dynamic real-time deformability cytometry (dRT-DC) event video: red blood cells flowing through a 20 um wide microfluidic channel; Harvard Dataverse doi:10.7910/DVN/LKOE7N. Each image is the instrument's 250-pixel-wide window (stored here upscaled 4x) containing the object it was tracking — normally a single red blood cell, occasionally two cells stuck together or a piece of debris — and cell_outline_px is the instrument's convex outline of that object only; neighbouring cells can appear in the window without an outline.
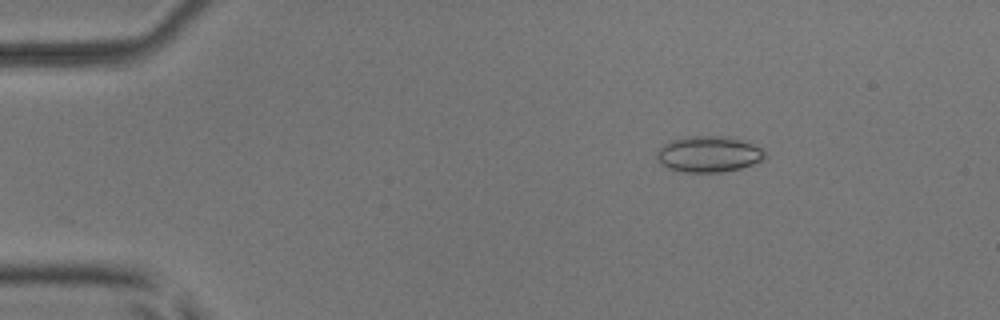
{"species": "common noctule bat (a hibernating species)", "species_latin": "Nyctalus noctula", "temperature_condition": "room temperature", "stored_images_in_passage": 6, "camera_frame_rate_fps": 3000, "um_per_image_px": 0.085, "animal": {"sex": "male", "body_mass_g": 17.9, "forearm_length_mm": 54.2}, "frame": {"image": 1, "passage_image": 3, "time_ms": 2.333, "image_size_px": [1000, 320], "cell_outline_px": [[768, 156], [764, 160], [740, 168], [720, 172], [676, 172], [660, 164], [656, 160], [656, 152], [668, 140], [688, 136], [724, 136], [744, 140], [760, 148]], "centroid_in_image_um": [60.2, 13.1], "position_along_channel_um": 24.8, "area_um2": 23.0}}
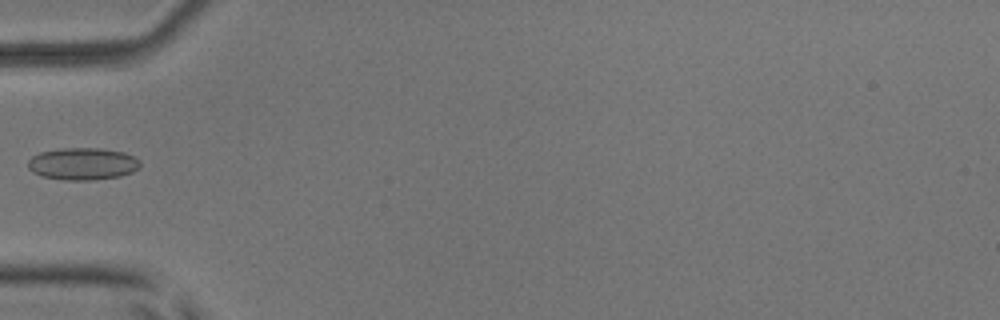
{"frame": {"image": 2, "passage_image": 5, "time_ms": 5.667, "image_size_px": [1000, 320], "cell_outline_px": [[140, 168], [132, 172], [120, 176], [88, 180], [64, 180], [44, 176], [32, 172], [28, 168], [28, 160], [32, 156], [40, 152], [64, 148], [100, 148], [124, 152], [140, 160]], "centroid_in_image_um": [7.03, 13.92], "position_along_channel_um": 78.0, "area_um2": 20.98}}
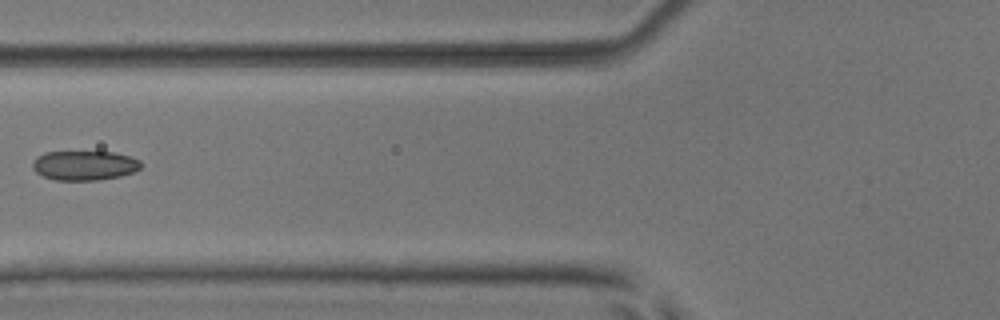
{"frame": {"image": 3, "passage_image": 6, "time_ms": 6.667, "image_size_px": [1000, 320], "cell_outline_px": [[144, 164], [140, 168], [132, 172], [120, 176], [96, 180], [56, 180], [44, 176], [36, 172], [32, 168], [32, 160], [36, 156], [44, 152], [116, 152], [132, 156], [140, 160]], "centroid_in_image_um": [7.19, 14.05], "position_along_channel_um": 118.6, "area_um2": 18.84}}